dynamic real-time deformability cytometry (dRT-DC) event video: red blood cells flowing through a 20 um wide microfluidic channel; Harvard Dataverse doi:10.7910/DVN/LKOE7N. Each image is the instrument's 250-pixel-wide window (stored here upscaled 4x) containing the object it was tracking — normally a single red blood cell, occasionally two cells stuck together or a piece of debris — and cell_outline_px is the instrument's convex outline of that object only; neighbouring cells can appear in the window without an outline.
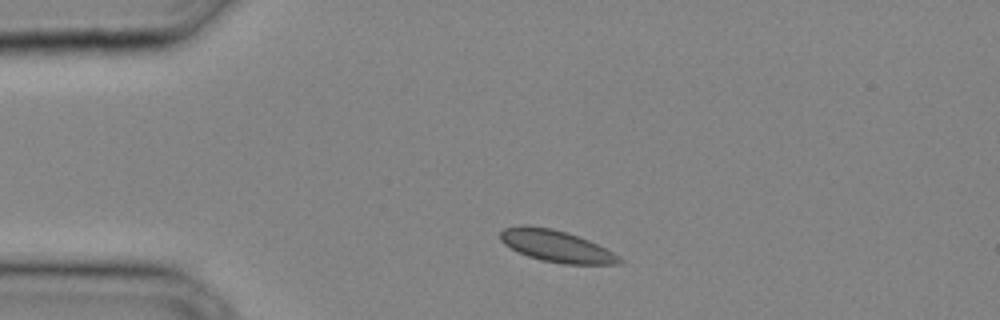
{"species": "common noctule bat (a hibernating species)", "species_latin": "Nyctalus noctula", "temperature_condition": "cold", "stored_images_in_passage": 27, "camera_frame_rate_fps": 3000, "um_per_image_px": 0.085, "animal": {"sex": "male", "body_mass_g": 20.4}, "frame": {"image": 1, "passage_image": 1, "time_ms": 0.0, "image_size_px": [1000, 320], "cell_outline_px": [[624, 260], [616, 264], [564, 264], [540, 260], [528, 256], [504, 244], [500, 240], [500, 232], [504, 228], [524, 224], [552, 228], [588, 240], [612, 252]], "centroid_in_image_um": [47.24, 20.91], "position_along_channel_um": 37.8, "area_um2": 21.73}}
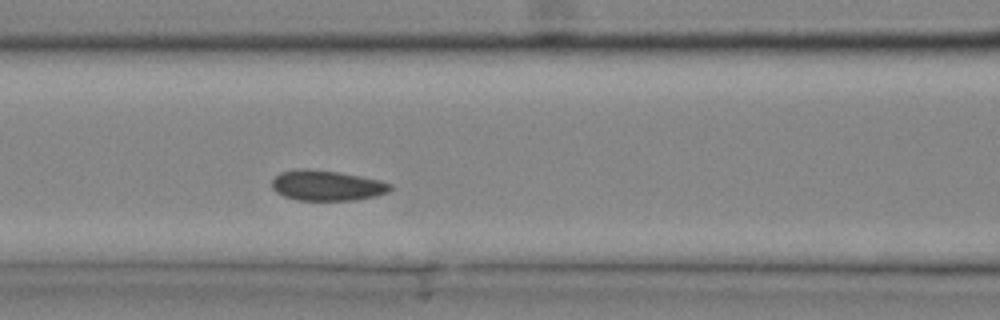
{"frame": {"image": 2, "passage_image": 8, "time_ms": 2.333, "image_size_px": [1000, 320], "cell_outline_px": [[392, 188], [388, 192], [376, 196], [352, 200], [296, 200], [284, 196], [276, 192], [272, 188], [272, 180], [280, 172], [300, 168], [308, 168], [340, 172], [380, 180], [392, 184]], "centroid_in_image_um": [27.77, 15.76], "position_along_channel_um": 138.8, "area_um2": 21.04}}
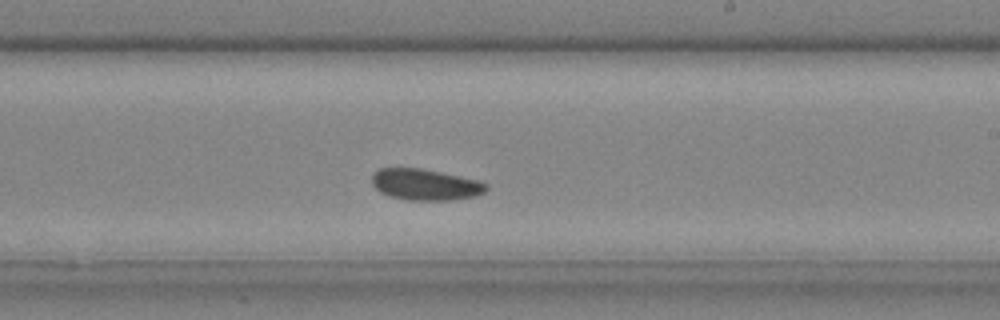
{"frame": {"image": 3, "passage_image": 14, "time_ms": 4.333, "image_size_px": [1000, 320], "cell_outline_px": [[488, 188], [484, 192], [476, 196], [452, 200], [408, 200], [388, 196], [380, 192], [372, 184], [372, 172], [380, 168], [420, 168], [480, 180], [488, 184]], "centroid_in_image_um": [36.15, 15.69], "position_along_channel_um": 252.8, "area_um2": 20.98}}